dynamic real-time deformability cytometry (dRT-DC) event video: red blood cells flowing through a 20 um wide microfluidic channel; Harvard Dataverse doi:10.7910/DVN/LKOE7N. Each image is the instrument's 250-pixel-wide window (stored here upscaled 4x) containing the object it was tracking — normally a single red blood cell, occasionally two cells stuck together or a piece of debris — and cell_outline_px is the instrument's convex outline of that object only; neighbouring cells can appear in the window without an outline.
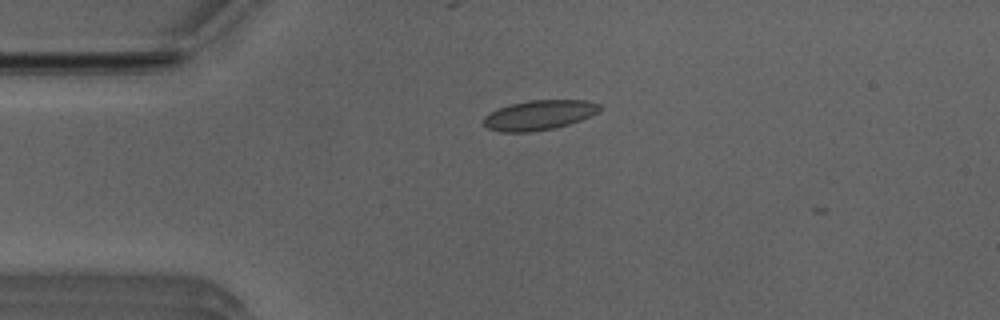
{"species": "Egyptian fruit bat (a non-hibernating species)", "species_latin": "Rousettus aegyptiacus", "temperature_condition": "room temperature", "stored_images_in_passage": 2, "camera_frame_rate_fps": 3000, "um_per_image_px": 0.085, "animal": {"sex": "male"}, "frame": {"image": 1, "passage_image": 1, "time_ms": 0.0, "image_size_px": [1000, 320], "cell_outline_px": [[600, 108], [596, 112], [580, 120], [556, 128], [528, 132], [500, 132], [488, 128], [484, 124], [484, 116], [500, 108], [512, 104], [532, 100], [588, 100], [600, 104]], "centroid_in_image_um": [45.82, 9.78], "position_along_channel_um": 39.2, "area_um2": 19.83}}